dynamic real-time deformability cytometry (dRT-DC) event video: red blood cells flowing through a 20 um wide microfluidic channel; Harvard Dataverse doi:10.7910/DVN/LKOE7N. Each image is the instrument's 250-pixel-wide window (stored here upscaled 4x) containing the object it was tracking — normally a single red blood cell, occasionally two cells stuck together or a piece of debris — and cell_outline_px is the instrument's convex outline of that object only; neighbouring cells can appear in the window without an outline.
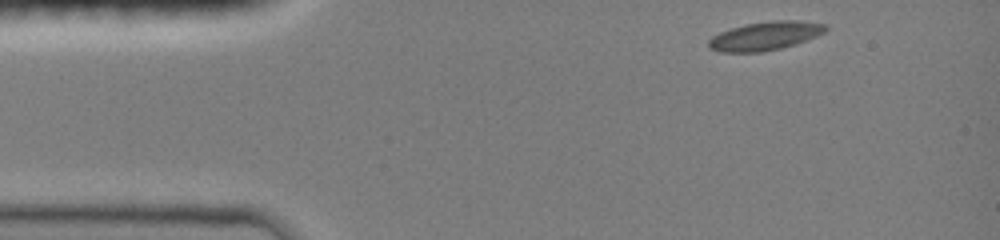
{"species": "common noctule bat (a hibernating species)", "species_latin": "Nyctalus noctula", "temperature_condition": "room temperature", "stored_images_in_passage": 37, "camera_frame_rate_fps": 3000, "um_per_image_px": 0.085, "animal": {"sex": "female", "body_mass_g": 19.0, "forearm_length_mm": 51.5}, "frame": {"image": 1, "passage_image": 1, "time_ms": 0.0, "image_size_px": [1000, 240], "cell_outline_px": [[828, 28], [824, 32], [816, 36], [780, 48], [760, 52], [720, 52], [708, 48], [708, 40], [712, 36], [720, 32], [744, 24], [772, 20], [796, 20], [828, 24]], "centroid_in_image_um": [65.01, 3.04], "position_along_channel_um": 20.0, "area_um2": 19.42}}
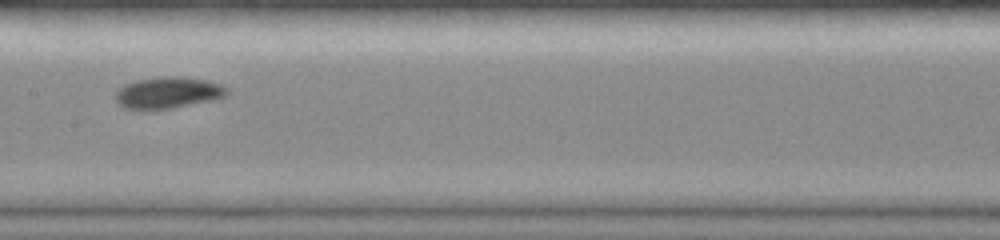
{"frame": {"image": 2, "passage_image": 16, "time_ms": 6.0, "image_size_px": [1000, 240], "cell_outline_px": [[228, 92], [224, 96], [212, 100], [172, 108], [124, 108], [116, 100], [116, 92], [124, 84], [136, 80], [172, 76], [180, 76], [208, 80], [220, 84], [228, 88]], "centroid_in_image_um": [14.31, 7.86], "position_along_channel_um": 193.1, "area_um2": 20.0}}
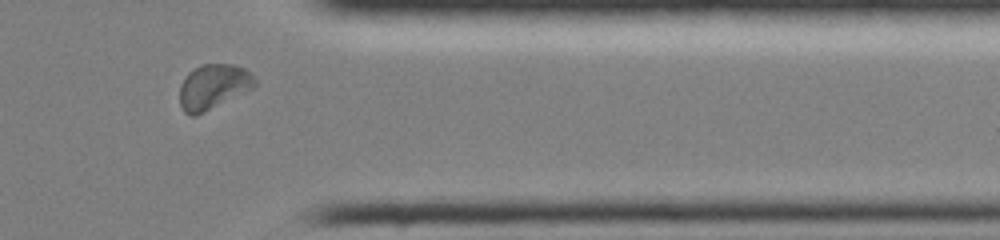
{"frame": {"image": 3, "passage_image": 32, "time_ms": 11.0, "image_size_px": [1000, 240], "cell_outline_px": [[256, 84], [252, 88], [196, 116], [192, 116], [184, 112], [180, 104], [180, 84], [188, 72], [204, 64], [232, 64], [244, 68], [256, 80]], "centroid_in_image_um": [18.09, 7.37], "position_along_channel_um": 393.3, "area_um2": 19.36}, "authors_computed_cell_mechanics": {"area_um2": 19.1318, "velocity_mm_per_s": 4.025, "shape_relaxation_time_tau1_ms": 3.7072, "shape_relaxation_time_tau2_ms": 5.1341, "deformation_change_tau1": 0.124, "deformation_change_tau2": 0.075}}